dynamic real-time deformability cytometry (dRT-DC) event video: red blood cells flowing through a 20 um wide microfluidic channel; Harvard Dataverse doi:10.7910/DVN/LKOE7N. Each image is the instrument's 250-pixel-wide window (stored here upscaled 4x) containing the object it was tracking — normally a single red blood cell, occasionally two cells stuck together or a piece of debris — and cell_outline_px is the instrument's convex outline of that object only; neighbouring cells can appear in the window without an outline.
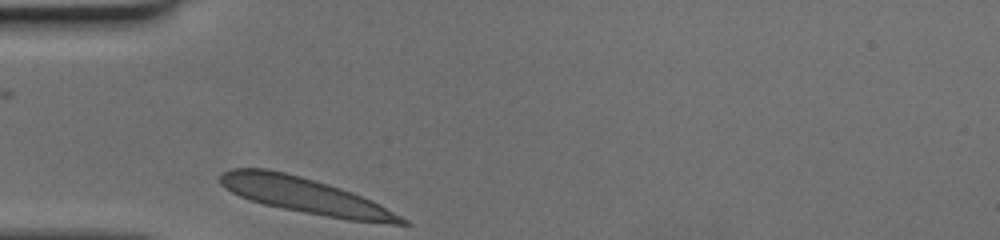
{"species": "human", "species_latin": "Homo sapiens", "temperature_condition": "cold", "stored_images_in_passage": 26, "camera_frame_rate_fps": 3000, "um_per_image_px": 0.085, "donor": {"sex": "female"}, "frame": {"image": 1, "passage_image": 1, "time_ms": 0.0, "image_size_px": [1000, 240], "cell_outline_px": [[412, 224], [392, 224], [348, 220], [304, 212], [264, 204], [248, 200], [232, 192], [220, 184], [220, 176], [224, 172], [232, 168], [264, 168], [284, 172], [300, 176], [340, 188], [352, 192], [372, 200], [408, 220]], "centroid_in_image_um": [25.95, 16.64], "position_along_channel_um": 59.0, "area_um2": 37.22}}
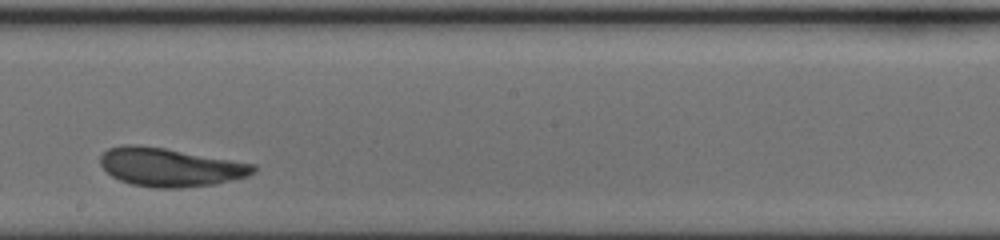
{"frame": {"image": 2, "passage_image": 15, "time_ms": 4.667, "image_size_px": [1000, 240], "cell_outline_px": [[256, 168], [248, 176], [212, 184], [180, 188], [156, 188], [132, 184], [120, 180], [112, 176], [100, 164], [100, 156], [108, 148], [124, 144], [132, 144], [164, 148], [256, 164]], "centroid_in_image_um": [14.43, 14.2], "position_along_channel_um": 233.8, "area_um2": 33.99}}
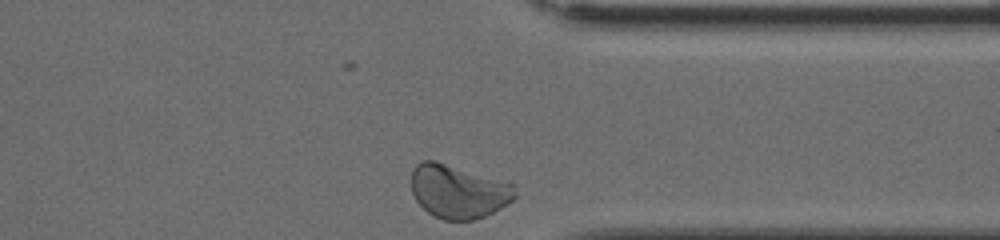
{"frame": {"image": 3, "passage_image": 26, "time_ms": 8.333, "image_size_px": [1000, 240], "cell_outline_px": [[516, 196], [512, 200], [492, 212], [484, 216], [472, 220], [444, 220], [428, 212], [416, 200], [412, 192], [412, 172], [416, 164], [424, 160], [432, 160], [516, 184]], "centroid_in_image_um": [38.96, 16.27], "position_along_channel_um": 372.4, "area_um2": 31.91}}